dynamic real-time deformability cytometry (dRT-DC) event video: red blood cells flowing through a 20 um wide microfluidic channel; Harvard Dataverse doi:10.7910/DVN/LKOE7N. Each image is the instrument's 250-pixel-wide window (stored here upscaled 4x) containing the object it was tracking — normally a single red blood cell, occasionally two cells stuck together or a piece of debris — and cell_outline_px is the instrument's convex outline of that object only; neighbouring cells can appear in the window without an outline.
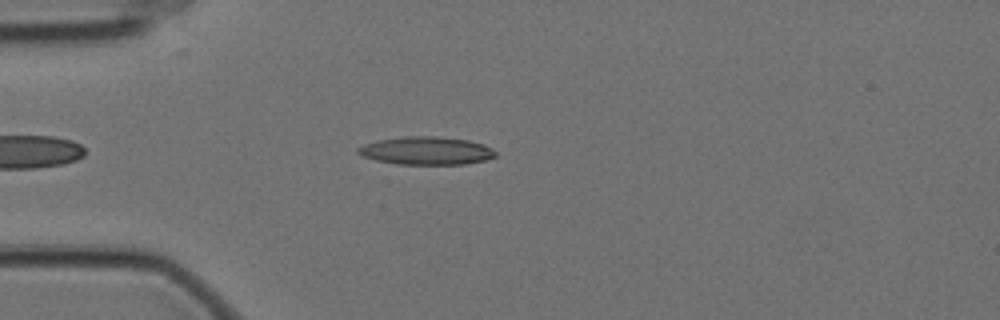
{"species": "Egyptian fruit bat (a non-hibernating species)", "species_latin": "Rousettus aegyptiacus", "temperature_condition": "cold", "stored_images_in_passage": 49, "camera_frame_rate_fps": 3000, "um_per_image_px": 0.085, "animal": {"sex": "female"}, "frame": {"image": 1, "passage_image": 7, "time_ms": 2.0, "image_size_px": [1000, 320], "cell_outline_px": [[496, 156], [484, 160], [464, 164], [400, 164], [376, 160], [364, 156], [356, 152], [356, 148], [364, 144], [380, 140], [404, 136], [436, 136], [468, 140], [484, 144], [492, 148], [496, 152]], "centroid_in_image_um": [36.25, 12.8], "position_along_channel_um": 48.8, "area_um2": 22.31}}
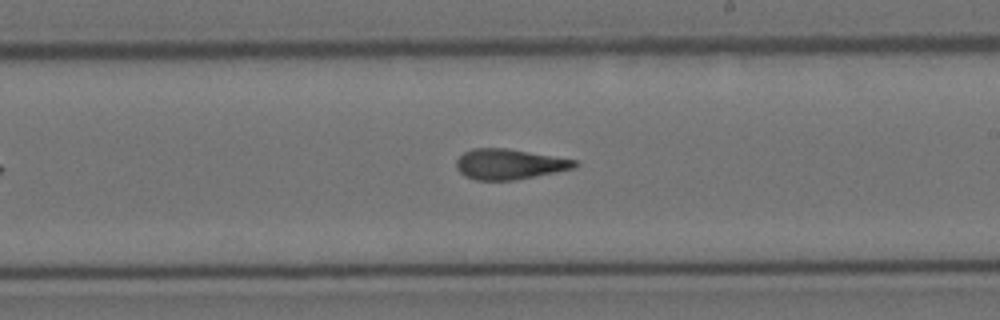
{"frame": {"image": 2, "passage_image": 25, "time_ms": 8.0, "image_size_px": [1000, 320], "cell_outline_px": [[580, 164], [572, 168], [556, 172], [516, 180], [476, 180], [464, 176], [456, 168], [456, 160], [464, 152], [472, 148], [504, 148], [576, 160]], "centroid_in_image_um": [43.25, 13.96], "position_along_channel_um": 245.8, "area_um2": 20.81}}
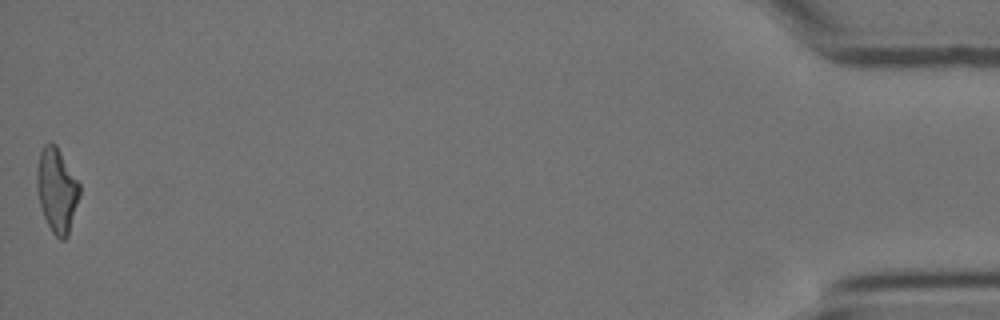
{"frame": {"image": 3, "passage_image": 49, "time_ms": 16.0, "image_size_px": [1000, 320], "cell_outline_px": [[80, 196], [68, 236], [64, 240], [60, 240], [52, 232], [44, 216], [40, 204], [36, 188], [36, 172], [40, 152], [44, 144], [56, 144], [80, 184]], "centroid_in_image_um": [4.84, 16.18], "position_along_channel_um": 430.4, "area_um2": 20.98}, "authors_computed_cell_mechanics": {"area_um2": 21.0392, "velocity_mm_per_s": 3.5046, "shape_relaxation_time_tau1_ms": null, "shape_relaxation_time_tau2_ms": 2.501, "deformation_change_tau1": null, "deformation_change_tau2": 0.1234}}